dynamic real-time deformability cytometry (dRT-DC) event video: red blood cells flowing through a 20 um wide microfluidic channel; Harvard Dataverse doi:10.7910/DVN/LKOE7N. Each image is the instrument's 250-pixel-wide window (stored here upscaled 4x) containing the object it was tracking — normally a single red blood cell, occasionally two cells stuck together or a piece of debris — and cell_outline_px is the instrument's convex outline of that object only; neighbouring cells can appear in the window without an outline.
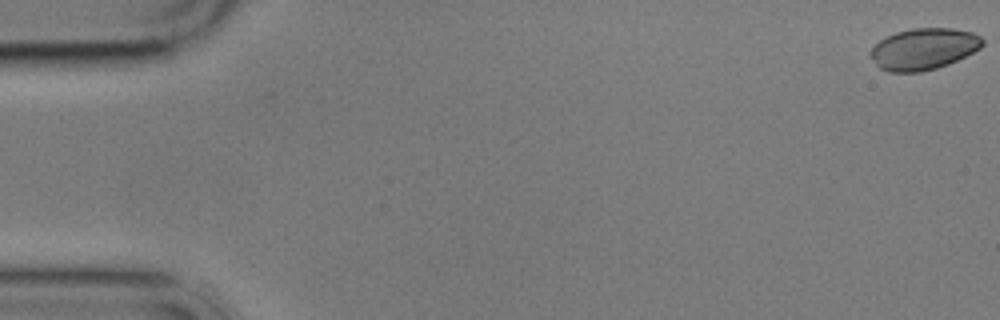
{"species": "common noctule bat (a hibernating species)", "species_latin": "Nyctalus noctula", "temperature_condition": "cold", "stored_images_in_passage": 13, "camera_frame_rate_fps": 3000, "um_per_image_px": 0.085, "animal": {"sex": "male", "body_mass_g": 17.9}, "frame": {"image": 1, "passage_image": 1, "time_ms": 0.0, "image_size_px": [1000, 320], "cell_outline_px": [[984, 44], [980, 48], [948, 64], [936, 68], [920, 72], [888, 72], [880, 68], [876, 64], [868, 52], [880, 40], [896, 32], [912, 28], [952, 28], [972, 32], [980, 36], [984, 40]], "centroid_in_image_um": [78.5, 4.16], "position_along_channel_um": 6.5, "area_um2": 26.93}}
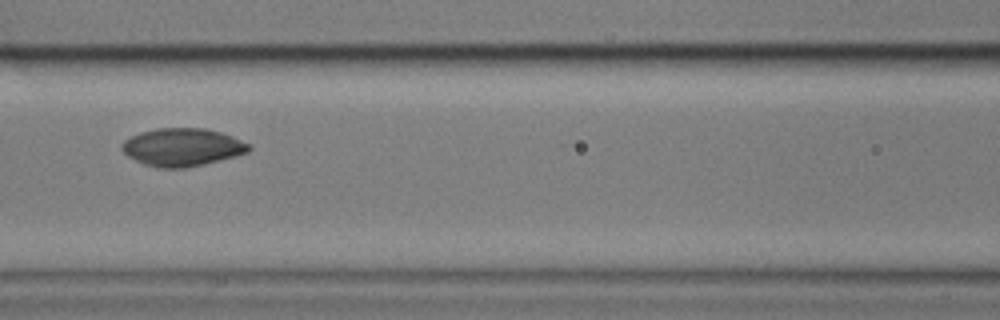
{"frame": {"image": 2, "passage_image": 7, "time_ms": 8.333, "image_size_px": [1000, 320], "cell_outline_px": [[252, 148], [248, 152], [236, 156], [204, 164], [184, 168], [156, 168], [144, 164], [128, 156], [120, 148], [120, 144], [124, 140], [140, 132], [156, 128], [204, 128], [220, 132], [232, 136], [248, 144]], "centroid_in_image_um": [15.47, 12.51], "position_along_channel_um": 151.1, "area_um2": 28.03}}
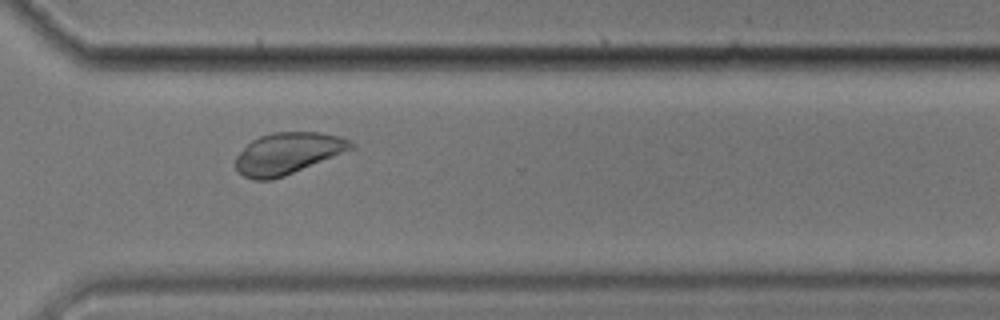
{"frame": {"image": 3, "passage_image": 12, "time_ms": 14.0, "image_size_px": [1000, 320], "cell_outline_px": [[356, 148], [284, 176], [272, 180], [252, 180], [236, 172], [236, 156], [252, 140], [260, 136], [272, 132], [320, 132], [340, 136], [352, 140], [356, 144]], "centroid_in_image_um": [24.5, 13.03], "position_along_channel_um": 346.1, "area_um2": 28.15}, "authors_computed_cell_mechanics": {"area_um2": 27.5706, "velocity_mm_per_s": 3.4426, "shape_relaxation_time_tau1_ms": 1.5504, "shape_relaxation_time_tau2_ms": null, "deformation_change_tau1": 0.0955, "deformation_change_tau2": null}}